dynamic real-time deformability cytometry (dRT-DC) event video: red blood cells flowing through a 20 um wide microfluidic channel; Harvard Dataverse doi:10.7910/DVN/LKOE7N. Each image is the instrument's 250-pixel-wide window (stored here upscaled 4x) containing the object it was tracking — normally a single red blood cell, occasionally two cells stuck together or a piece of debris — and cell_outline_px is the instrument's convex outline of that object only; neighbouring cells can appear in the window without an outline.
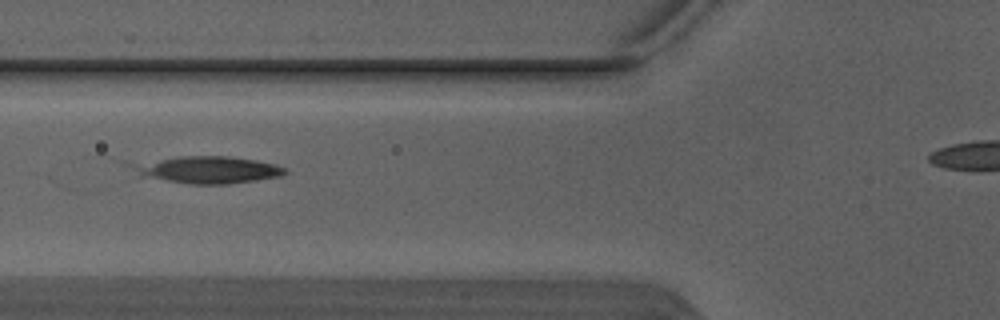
{"species": "Egyptian fruit bat (a non-hibernating species)", "species_latin": "Rousettus aegyptiacus", "temperature_condition": "warm", "stored_images_in_passage": 6, "camera_frame_rate_fps": 3000, "um_per_image_px": 0.085, "animal": {"sex": "male"}, "frame": {"image": 1, "passage_image": 6, "time_ms": 1.667, "image_size_px": [1000, 320], "cell_outline_px": [[288, 172], [280, 176], [256, 180], [228, 184], [192, 184], [140, 176], [124, 164], [124, 160], [180, 156], [228, 156], [256, 160], [276, 164], [284, 168]], "centroid_in_image_um": [17.42, 14.39], "position_along_channel_um": 108.4, "area_um2": 24.97}}